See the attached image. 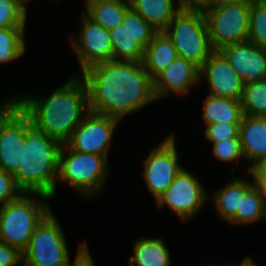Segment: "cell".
Instances as JSON below:
<instances>
[{
	"label": "cell",
	"mask_w": 266,
	"mask_h": 266,
	"mask_svg": "<svg viewBox=\"0 0 266 266\" xmlns=\"http://www.w3.org/2000/svg\"><path fill=\"white\" fill-rule=\"evenodd\" d=\"M80 76L86 84L89 111L97 114L121 120L156 101L153 80L142 62L109 60Z\"/></svg>",
	"instance_id": "cell-1"
},
{
	"label": "cell",
	"mask_w": 266,
	"mask_h": 266,
	"mask_svg": "<svg viewBox=\"0 0 266 266\" xmlns=\"http://www.w3.org/2000/svg\"><path fill=\"white\" fill-rule=\"evenodd\" d=\"M13 101L30 118L31 124L60 143H66L89 112L88 92L83 78L74 74L46 97L16 94Z\"/></svg>",
	"instance_id": "cell-2"
},
{
	"label": "cell",
	"mask_w": 266,
	"mask_h": 266,
	"mask_svg": "<svg viewBox=\"0 0 266 266\" xmlns=\"http://www.w3.org/2000/svg\"><path fill=\"white\" fill-rule=\"evenodd\" d=\"M61 147L62 143L36 129L25 114L22 168L13 174L16 185L23 193H38L54 198Z\"/></svg>",
	"instance_id": "cell-3"
},
{
	"label": "cell",
	"mask_w": 266,
	"mask_h": 266,
	"mask_svg": "<svg viewBox=\"0 0 266 266\" xmlns=\"http://www.w3.org/2000/svg\"><path fill=\"white\" fill-rule=\"evenodd\" d=\"M50 199L43 194L22 193L14 201L0 206V241L23 253L34 230L52 212L49 203L44 202Z\"/></svg>",
	"instance_id": "cell-4"
},
{
	"label": "cell",
	"mask_w": 266,
	"mask_h": 266,
	"mask_svg": "<svg viewBox=\"0 0 266 266\" xmlns=\"http://www.w3.org/2000/svg\"><path fill=\"white\" fill-rule=\"evenodd\" d=\"M107 159L103 155L75 151L64 143L59 154L57 182L92 199L102 192L104 181L109 177Z\"/></svg>",
	"instance_id": "cell-5"
},
{
	"label": "cell",
	"mask_w": 266,
	"mask_h": 266,
	"mask_svg": "<svg viewBox=\"0 0 266 266\" xmlns=\"http://www.w3.org/2000/svg\"><path fill=\"white\" fill-rule=\"evenodd\" d=\"M164 32L172 40L178 57L199 68L214 51L203 12L180 10Z\"/></svg>",
	"instance_id": "cell-6"
},
{
	"label": "cell",
	"mask_w": 266,
	"mask_h": 266,
	"mask_svg": "<svg viewBox=\"0 0 266 266\" xmlns=\"http://www.w3.org/2000/svg\"><path fill=\"white\" fill-rule=\"evenodd\" d=\"M251 2L215 4L203 12L213 50L248 40Z\"/></svg>",
	"instance_id": "cell-7"
},
{
	"label": "cell",
	"mask_w": 266,
	"mask_h": 266,
	"mask_svg": "<svg viewBox=\"0 0 266 266\" xmlns=\"http://www.w3.org/2000/svg\"><path fill=\"white\" fill-rule=\"evenodd\" d=\"M69 257L64 231L52 211L34 230L23 260L33 266H66Z\"/></svg>",
	"instance_id": "cell-8"
},
{
	"label": "cell",
	"mask_w": 266,
	"mask_h": 266,
	"mask_svg": "<svg viewBox=\"0 0 266 266\" xmlns=\"http://www.w3.org/2000/svg\"><path fill=\"white\" fill-rule=\"evenodd\" d=\"M113 60L142 62L144 50L158 33L131 6L126 10L122 26L109 31Z\"/></svg>",
	"instance_id": "cell-9"
},
{
	"label": "cell",
	"mask_w": 266,
	"mask_h": 266,
	"mask_svg": "<svg viewBox=\"0 0 266 266\" xmlns=\"http://www.w3.org/2000/svg\"><path fill=\"white\" fill-rule=\"evenodd\" d=\"M199 179L184 167L155 201L159 209L169 207L182 222L192 219L209 199ZM208 198V199H207Z\"/></svg>",
	"instance_id": "cell-10"
},
{
	"label": "cell",
	"mask_w": 266,
	"mask_h": 266,
	"mask_svg": "<svg viewBox=\"0 0 266 266\" xmlns=\"http://www.w3.org/2000/svg\"><path fill=\"white\" fill-rule=\"evenodd\" d=\"M175 141L174 133L169 134L156 147L154 146L143 162L144 181L155 201L183 169L178 162L180 156Z\"/></svg>",
	"instance_id": "cell-11"
},
{
	"label": "cell",
	"mask_w": 266,
	"mask_h": 266,
	"mask_svg": "<svg viewBox=\"0 0 266 266\" xmlns=\"http://www.w3.org/2000/svg\"><path fill=\"white\" fill-rule=\"evenodd\" d=\"M120 119L89 111L75 128L66 144L82 153H93L108 158L113 134Z\"/></svg>",
	"instance_id": "cell-12"
},
{
	"label": "cell",
	"mask_w": 266,
	"mask_h": 266,
	"mask_svg": "<svg viewBox=\"0 0 266 266\" xmlns=\"http://www.w3.org/2000/svg\"><path fill=\"white\" fill-rule=\"evenodd\" d=\"M77 37L72 36V47L79 61L80 72L113 60L110 32L93 22L84 13Z\"/></svg>",
	"instance_id": "cell-13"
},
{
	"label": "cell",
	"mask_w": 266,
	"mask_h": 266,
	"mask_svg": "<svg viewBox=\"0 0 266 266\" xmlns=\"http://www.w3.org/2000/svg\"><path fill=\"white\" fill-rule=\"evenodd\" d=\"M25 113L13 101L0 115V169L14 174L22 168Z\"/></svg>",
	"instance_id": "cell-14"
},
{
	"label": "cell",
	"mask_w": 266,
	"mask_h": 266,
	"mask_svg": "<svg viewBox=\"0 0 266 266\" xmlns=\"http://www.w3.org/2000/svg\"><path fill=\"white\" fill-rule=\"evenodd\" d=\"M199 79L200 82L207 80L209 95L242 98L245 83L219 50H214L200 67Z\"/></svg>",
	"instance_id": "cell-15"
},
{
	"label": "cell",
	"mask_w": 266,
	"mask_h": 266,
	"mask_svg": "<svg viewBox=\"0 0 266 266\" xmlns=\"http://www.w3.org/2000/svg\"><path fill=\"white\" fill-rule=\"evenodd\" d=\"M246 84L266 79V49L245 41L219 50Z\"/></svg>",
	"instance_id": "cell-16"
},
{
	"label": "cell",
	"mask_w": 266,
	"mask_h": 266,
	"mask_svg": "<svg viewBox=\"0 0 266 266\" xmlns=\"http://www.w3.org/2000/svg\"><path fill=\"white\" fill-rule=\"evenodd\" d=\"M199 70L192 62L177 57L153 80L156 101L169 94L186 96L192 87L200 83Z\"/></svg>",
	"instance_id": "cell-17"
},
{
	"label": "cell",
	"mask_w": 266,
	"mask_h": 266,
	"mask_svg": "<svg viewBox=\"0 0 266 266\" xmlns=\"http://www.w3.org/2000/svg\"><path fill=\"white\" fill-rule=\"evenodd\" d=\"M239 138L244 159L250 162L248 172L266 157V117L243 115Z\"/></svg>",
	"instance_id": "cell-18"
},
{
	"label": "cell",
	"mask_w": 266,
	"mask_h": 266,
	"mask_svg": "<svg viewBox=\"0 0 266 266\" xmlns=\"http://www.w3.org/2000/svg\"><path fill=\"white\" fill-rule=\"evenodd\" d=\"M232 176V180L213 192V203L220 218L229 223L240 210L241 196L253 185L252 180L245 177Z\"/></svg>",
	"instance_id": "cell-19"
},
{
	"label": "cell",
	"mask_w": 266,
	"mask_h": 266,
	"mask_svg": "<svg viewBox=\"0 0 266 266\" xmlns=\"http://www.w3.org/2000/svg\"><path fill=\"white\" fill-rule=\"evenodd\" d=\"M178 57L172 40L165 32H158L144 50L143 65L154 80Z\"/></svg>",
	"instance_id": "cell-20"
},
{
	"label": "cell",
	"mask_w": 266,
	"mask_h": 266,
	"mask_svg": "<svg viewBox=\"0 0 266 266\" xmlns=\"http://www.w3.org/2000/svg\"><path fill=\"white\" fill-rule=\"evenodd\" d=\"M130 6L157 32H164L180 11L176 0H129Z\"/></svg>",
	"instance_id": "cell-21"
},
{
	"label": "cell",
	"mask_w": 266,
	"mask_h": 266,
	"mask_svg": "<svg viewBox=\"0 0 266 266\" xmlns=\"http://www.w3.org/2000/svg\"><path fill=\"white\" fill-rule=\"evenodd\" d=\"M84 14L93 22L110 31L122 26L126 10L130 7L129 0H84Z\"/></svg>",
	"instance_id": "cell-22"
},
{
	"label": "cell",
	"mask_w": 266,
	"mask_h": 266,
	"mask_svg": "<svg viewBox=\"0 0 266 266\" xmlns=\"http://www.w3.org/2000/svg\"><path fill=\"white\" fill-rule=\"evenodd\" d=\"M204 125L214 123H241L243 111L241 100L207 94L203 103Z\"/></svg>",
	"instance_id": "cell-23"
},
{
	"label": "cell",
	"mask_w": 266,
	"mask_h": 266,
	"mask_svg": "<svg viewBox=\"0 0 266 266\" xmlns=\"http://www.w3.org/2000/svg\"><path fill=\"white\" fill-rule=\"evenodd\" d=\"M133 253L134 256L128 260L129 266H170L172 264L169 249L160 237L137 239Z\"/></svg>",
	"instance_id": "cell-24"
},
{
	"label": "cell",
	"mask_w": 266,
	"mask_h": 266,
	"mask_svg": "<svg viewBox=\"0 0 266 266\" xmlns=\"http://www.w3.org/2000/svg\"><path fill=\"white\" fill-rule=\"evenodd\" d=\"M266 219V201L252 185L241 196L240 210L236 216L228 223L232 225H251Z\"/></svg>",
	"instance_id": "cell-25"
},
{
	"label": "cell",
	"mask_w": 266,
	"mask_h": 266,
	"mask_svg": "<svg viewBox=\"0 0 266 266\" xmlns=\"http://www.w3.org/2000/svg\"><path fill=\"white\" fill-rule=\"evenodd\" d=\"M25 27L0 28V64L17 60L26 51Z\"/></svg>",
	"instance_id": "cell-26"
},
{
	"label": "cell",
	"mask_w": 266,
	"mask_h": 266,
	"mask_svg": "<svg viewBox=\"0 0 266 266\" xmlns=\"http://www.w3.org/2000/svg\"><path fill=\"white\" fill-rule=\"evenodd\" d=\"M241 105L243 115L266 117V79L244 85Z\"/></svg>",
	"instance_id": "cell-27"
},
{
	"label": "cell",
	"mask_w": 266,
	"mask_h": 266,
	"mask_svg": "<svg viewBox=\"0 0 266 266\" xmlns=\"http://www.w3.org/2000/svg\"><path fill=\"white\" fill-rule=\"evenodd\" d=\"M248 41L266 49V0L251 2Z\"/></svg>",
	"instance_id": "cell-28"
},
{
	"label": "cell",
	"mask_w": 266,
	"mask_h": 266,
	"mask_svg": "<svg viewBox=\"0 0 266 266\" xmlns=\"http://www.w3.org/2000/svg\"><path fill=\"white\" fill-rule=\"evenodd\" d=\"M27 11L16 0H0V28L25 27Z\"/></svg>",
	"instance_id": "cell-29"
},
{
	"label": "cell",
	"mask_w": 266,
	"mask_h": 266,
	"mask_svg": "<svg viewBox=\"0 0 266 266\" xmlns=\"http://www.w3.org/2000/svg\"><path fill=\"white\" fill-rule=\"evenodd\" d=\"M212 151L215 158L221 162H235L240 164V161L244 159L240 138H230L222 140L212 144Z\"/></svg>",
	"instance_id": "cell-30"
},
{
	"label": "cell",
	"mask_w": 266,
	"mask_h": 266,
	"mask_svg": "<svg viewBox=\"0 0 266 266\" xmlns=\"http://www.w3.org/2000/svg\"><path fill=\"white\" fill-rule=\"evenodd\" d=\"M241 123H214L204 125V137L210 143H217L230 138H239Z\"/></svg>",
	"instance_id": "cell-31"
},
{
	"label": "cell",
	"mask_w": 266,
	"mask_h": 266,
	"mask_svg": "<svg viewBox=\"0 0 266 266\" xmlns=\"http://www.w3.org/2000/svg\"><path fill=\"white\" fill-rule=\"evenodd\" d=\"M22 193L15 183L14 176L0 169V206L14 201Z\"/></svg>",
	"instance_id": "cell-32"
},
{
	"label": "cell",
	"mask_w": 266,
	"mask_h": 266,
	"mask_svg": "<svg viewBox=\"0 0 266 266\" xmlns=\"http://www.w3.org/2000/svg\"><path fill=\"white\" fill-rule=\"evenodd\" d=\"M23 253L0 241V266H19Z\"/></svg>",
	"instance_id": "cell-33"
},
{
	"label": "cell",
	"mask_w": 266,
	"mask_h": 266,
	"mask_svg": "<svg viewBox=\"0 0 266 266\" xmlns=\"http://www.w3.org/2000/svg\"><path fill=\"white\" fill-rule=\"evenodd\" d=\"M77 250L78 251L76 253L73 264L71 263V259L69 257L66 266H95L93 257L89 252V248L85 241L79 244Z\"/></svg>",
	"instance_id": "cell-34"
},
{
	"label": "cell",
	"mask_w": 266,
	"mask_h": 266,
	"mask_svg": "<svg viewBox=\"0 0 266 266\" xmlns=\"http://www.w3.org/2000/svg\"><path fill=\"white\" fill-rule=\"evenodd\" d=\"M180 10L204 12L215 5V0H177Z\"/></svg>",
	"instance_id": "cell-35"
},
{
	"label": "cell",
	"mask_w": 266,
	"mask_h": 266,
	"mask_svg": "<svg viewBox=\"0 0 266 266\" xmlns=\"http://www.w3.org/2000/svg\"><path fill=\"white\" fill-rule=\"evenodd\" d=\"M247 173L253 178L252 184L257 192L266 201V174H259L254 168L249 169Z\"/></svg>",
	"instance_id": "cell-36"
},
{
	"label": "cell",
	"mask_w": 266,
	"mask_h": 266,
	"mask_svg": "<svg viewBox=\"0 0 266 266\" xmlns=\"http://www.w3.org/2000/svg\"><path fill=\"white\" fill-rule=\"evenodd\" d=\"M217 266H260L257 264V262L254 261V259L251 258V256H244V258L241 260L240 264L239 265H234L233 263L232 264H222V265H217Z\"/></svg>",
	"instance_id": "cell-37"
},
{
	"label": "cell",
	"mask_w": 266,
	"mask_h": 266,
	"mask_svg": "<svg viewBox=\"0 0 266 266\" xmlns=\"http://www.w3.org/2000/svg\"><path fill=\"white\" fill-rule=\"evenodd\" d=\"M254 169L259 173V174H266V157L259 162Z\"/></svg>",
	"instance_id": "cell-38"
},
{
	"label": "cell",
	"mask_w": 266,
	"mask_h": 266,
	"mask_svg": "<svg viewBox=\"0 0 266 266\" xmlns=\"http://www.w3.org/2000/svg\"><path fill=\"white\" fill-rule=\"evenodd\" d=\"M13 102V98L5 100L3 103L0 104V115L6 110V108Z\"/></svg>",
	"instance_id": "cell-39"
},
{
	"label": "cell",
	"mask_w": 266,
	"mask_h": 266,
	"mask_svg": "<svg viewBox=\"0 0 266 266\" xmlns=\"http://www.w3.org/2000/svg\"><path fill=\"white\" fill-rule=\"evenodd\" d=\"M253 0H215V4L227 3V2H252Z\"/></svg>",
	"instance_id": "cell-40"
},
{
	"label": "cell",
	"mask_w": 266,
	"mask_h": 266,
	"mask_svg": "<svg viewBox=\"0 0 266 266\" xmlns=\"http://www.w3.org/2000/svg\"><path fill=\"white\" fill-rule=\"evenodd\" d=\"M16 1H18L26 10L28 9L27 5L28 3H30V0H16Z\"/></svg>",
	"instance_id": "cell-41"
},
{
	"label": "cell",
	"mask_w": 266,
	"mask_h": 266,
	"mask_svg": "<svg viewBox=\"0 0 266 266\" xmlns=\"http://www.w3.org/2000/svg\"><path fill=\"white\" fill-rule=\"evenodd\" d=\"M19 266H33V265L29 264L28 262L22 259Z\"/></svg>",
	"instance_id": "cell-42"
},
{
	"label": "cell",
	"mask_w": 266,
	"mask_h": 266,
	"mask_svg": "<svg viewBox=\"0 0 266 266\" xmlns=\"http://www.w3.org/2000/svg\"><path fill=\"white\" fill-rule=\"evenodd\" d=\"M186 266H187V265H186ZM188 266H190V265H188ZM191 266H195V265H191ZM198 266H199V265H198ZM200 266H203V265H200ZM204 266H216V265H215V264H213V265H212V264H211V265H210V264H205Z\"/></svg>",
	"instance_id": "cell-43"
}]
</instances>
